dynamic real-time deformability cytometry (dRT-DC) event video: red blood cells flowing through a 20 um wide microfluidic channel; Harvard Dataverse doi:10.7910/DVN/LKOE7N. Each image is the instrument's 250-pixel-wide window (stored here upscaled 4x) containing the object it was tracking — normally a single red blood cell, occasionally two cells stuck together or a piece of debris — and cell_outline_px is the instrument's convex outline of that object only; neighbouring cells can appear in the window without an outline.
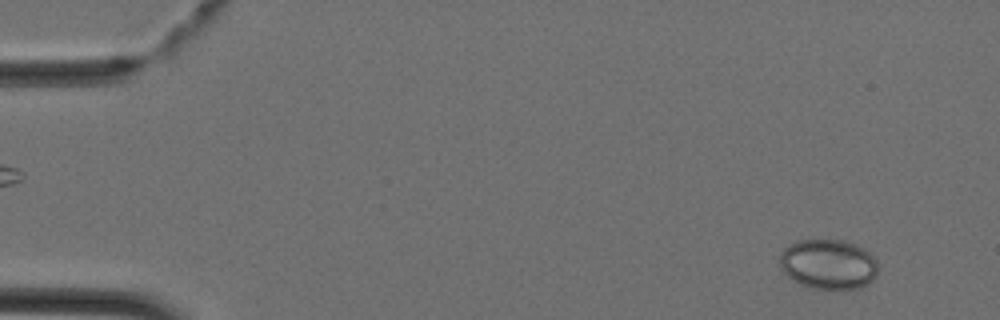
{"species": "Egyptian fruit bat (a non-hibernating species)", "species_latin": "Rousettus aegyptiacus", "temperature_condition": "cold", "stored_images_in_passage": 44, "camera_frame_rate_fps": 3000, "um_per_image_px": 0.085, "animal": {"sex": "female"}, "frame": {"image": 1, "passage_image": 3, "time_ms": 0.667, "image_size_px": [1000, 320], "cell_outline_px": [[876, 276], [868, 284], [860, 288], [812, 288], [800, 284], [788, 276], [780, 268], [780, 252], [788, 244], [796, 240], [844, 240], [856, 244], [864, 248], [876, 260]], "centroid_in_image_um": [70.39, 22.44], "position_along_channel_um": 14.6, "area_um2": 28.61}}
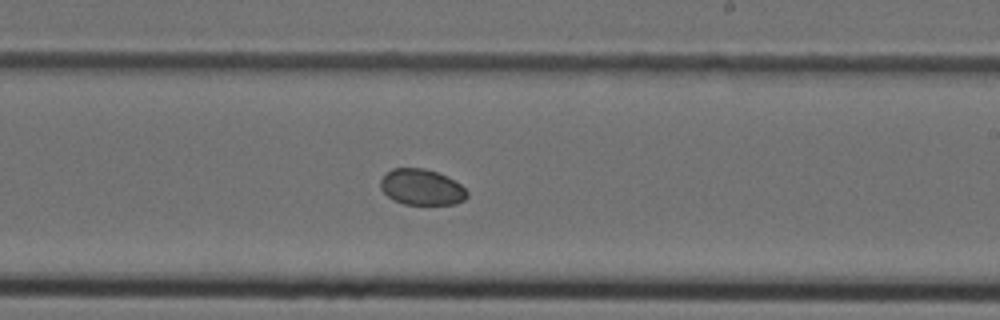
{"frame": {"image": 2, "passage_image": 26, "time_ms": 8.333, "image_size_px": [1000, 320], "cell_outline_px": [[468, 196], [464, 200], [456, 204], [404, 204], [392, 200], [380, 188], [380, 180], [392, 168], [424, 168], [436, 172], [460, 184], [468, 192]], "centroid_in_image_um": [35.82, 15.92], "position_along_channel_um": 253.2, "area_um2": 17.98}}
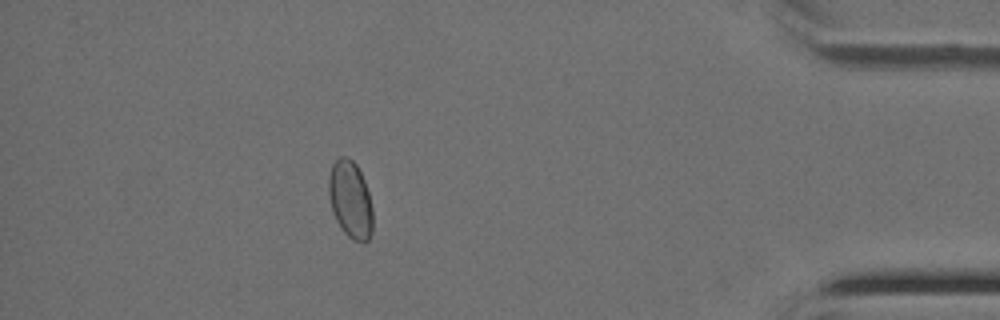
{"frame": {"image": 3, "passage_image": 39, "time_ms": 12.667, "image_size_px": [1000, 320], "cell_outline_px": [[372, 232], [368, 240], [364, 244], [352, 240], [340, 228], [332, 212], [328, 192], [328, 180], [332, 164], [340, 156], [344, 156], [352, 160], [356, 164], [364, 180], [368, 192], [372, 208]], "centroid_in_image_um": [29.77, 17.0], "position_along_channel_um": 405.4, "area_um2": 20.0}}